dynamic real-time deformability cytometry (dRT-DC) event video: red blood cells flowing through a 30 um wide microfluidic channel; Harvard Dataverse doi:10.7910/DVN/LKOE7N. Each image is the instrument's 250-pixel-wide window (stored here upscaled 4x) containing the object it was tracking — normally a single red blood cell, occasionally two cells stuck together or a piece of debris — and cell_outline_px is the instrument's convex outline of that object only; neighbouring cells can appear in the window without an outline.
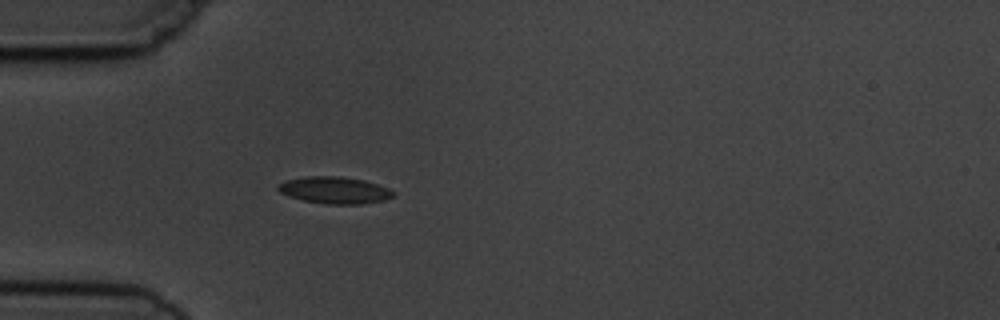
{"species": "common noctule bat (a hibernating species)", "species_latin": "Nyctalus noctula", "temperature_condition": "cold", "stored_images_in_passage": 1, "camera_frame_rate_fps": 3000, "um_per_image_px": 0.085, "animal": {"sex": "male", "body_mass_g": 19.5, "forearm_length_mm": 54.6}, "frame": {"image": 1, "passage_image": 1, "time_ms": 0.0, "image_size_px": [1000, 320], "cell_outline_px": [[396, 196], [384, 200], [360, 204], [328, 204], [304, 200], [280, 192], [276, 188], [276, 184], [284, 180], [304, 176], [340, 176], [364, 180], [388, 188], [396, 192]], "centroid_in_image_um": [28.44, 16.15], "position_along_channel_um": 56.6, "area_um2": 18.09}}